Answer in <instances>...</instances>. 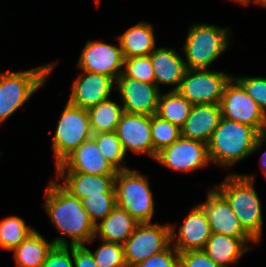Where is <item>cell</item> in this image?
<instances>
[{"label":"cell","instance_id":"obj_1","mask_svg":"<svg viewBox=\"0 0 266 267\" xmlns=\"http://www.w3.org/2000/svg\"><path fill=\"white\" fill-rule=\"evenodd\" d=\"M45 194V210L51 223L71 238L68 245L80 246L92 242L96 237V226L83 208L81 200L54 181L50 182Z\"/></svg>","mask_w":266,"mask_h":267},{"label":"cell","instance_id":"obj_2","mask_svg":"<svg viewBox=\"0 0 266 267\" xmlns=\"http://www.w3.org/2000/svg\"><path fill=\"white\" fill-rule=\"evenodd\" d=\"M265 137L249 125L221 117L207 143L210 162L234 165L260 148Z\"/></svg>","mask_w":266,"mask_h":267},{"label":"cell","instance_id":"obj_3","mask_svg":"<svg viewBox=\"0 0 266 267\" xmlns=\"http://www.w3.org/2000/svg\"><path fill=\"white\" fill-rule=\"evenodd\" d=\"M254 176L230 174L216 189L227 201L243 228L259 242L262 233L261 203Z\"/></svg>","mask_w":266,"mask_h":267},{"label":"cell","instance_id":"obj_4","mask_svg":"<svg viewBox=\"0 0 266 267\" xmlns=\"http://www.w3.org/2000/svg\"><path fill=\"white\" fill-rule=\"evenodd\" d=\"M53 68V64H48L23 72L0 73V123L22 107L44 85Z\"/></svg>","mask_w":266,"mask_h":267},{"label":"cell","instance_id":"obj_5","mask_svg":"<svg viewBox=\"0 0 266 267\" xmlns=\"http://www.w3.org/2000/svg\"><path fill=\"white\" fill-rule=\"evenodd\" d=\"M116 206L139 223L151 222L154 201L146 177L130 170L117 171L114 181Z\"/></svg>","mask_w":266,"mask_h":267},{"label":"cell","instance_id":"obj_6","mask_svg":"<svg viewBox=\"0 0 266 267\" xmlns=\"http://www.w3.org/2000/svg\"><path fill=\"white\" fill-rule=\"evenodd\" d=\"M227 28L214 25H193L184 45L187 69H207L228 47Z\"/></svg>","mask_w":266,"mask_h":267},{"label":"cell","instance_id":"obj_7","mask_svg":"<svg viewBox=\"0 0 266 267\" xmlns=\"http://www.w3.org/2000/svg\"><path fill=\"white\" fill-rule=\"evenodd\" d=\"M92 137L87 109L70 105L68 102L59 119L54 141L56 166L74 149Z\"/></svg>","mask_w":266,"mask_h":267},{"label":"cell","instance_id":"obj_8","mask_svg":"<svg viewBox=\"0 0 266 267\" xmlns=\"http://www.w3.org/2000/svg\"><path fill=\"white\" fill-rule=\"evenodd\" d=\"M231 75L208 69H186L176 90L192 105L220 104Z\"/></svg>","mask_w":266,"mask_h":267},{"label":"cell","instance_id":"obj_9","mask_svg":"<svg viewBox=\"0 0 266 267\" xmlns=\"http://www.w3.org/2000/svg\"><path fill=\"white\" fill-rule=\"evenodd\" d=\"M220 107L222 117L249 125L261 135L266 134V114L234 77L224 87Z\"/></svg>","mask_w":266,"mask_h":267},{"label":"cell","instance_id":"obj_10","mask_svg":"<svg viewBox=\"0 0 266 267\" xmlns=\"http://www.w3.org/2000/svg\"><path fill=\"white\" fill-rule=\"evenodd\" d=\"M170 226L151 222L138 223L123 244L127 266L134 267L148 257L164 251L171 243Z\"/></svg>","mask_w":266,"mask_h":267},{"label":"cell","instance_id":"obj_11","mask_svg":"<svg viewBox=\"0 0 266 267\" xmlns=\"http://www.w3.org/2000/svg\"><path fill=\"white\" fill-rule=\"evenodd\" d=\"M155 160L179 172L196 170L210 163L207 143L182 136L157 152Z\"/></svg>","mask_w":266,"mask_h":267},{"label":"cell","instance_id":"obj_12","mask_svg":"<svg viewBox=\"0 0 266 267\" xmlns=\"http://www.w3.org/2000/svg\"><path fill=\"white\" fill-rule=\"evenodd\" d=\"M124 61L120 44L116 47L103 42L88 41L77 65L82 71L108 75L115 80L123 72L121 68H124Z\"/></svg>","mask_w":266,"mask_h":267},{"label":"cell","instance_id":"obj_13","mask_svg":"<svg viewBox=\"0 0 266 267\" xmlns=\"http://www.w3.org/2000/svg\"><path fill=\"white\" fill-rule=\"evenodd\" d=\"M115 82L125 113L149 116L156 114L160 90L155 84L124 77L122 74Z\"/></svg>","mask_w":266,"mask_h":267},{"label":"cell","instance_id":"obj_14","mask_svg":"<svg viewBox=\"0 0 266 267\" xmlns=\"http://www.w3.org/2000/svg\"><path fill=\"white\" fill-rule=\"evenodd\" d=\"M115 133L121 141L125 154L130 149L137 154L147 152L155 159L157 152L153 148L151 137V116L124 112Z\"/></svg>","mask_w":266,"mask_h":267},{"label":"cell","instance_id":"obj_15","mask_svg":"<svg viewBox=\"0 0 266 267\" xmlns=\"http://www.w3.org/2000/svg\"><path fill=\"white\" fill-rule=\"evenodd\" d=\"M56 172H78L91 175H116L117 171L105 159L93 137L68 154Z\"/></svg>","mask_w":266,"mask_h":267},{"label":"cell","instance_id":"obj_16","mask_svg":"<svg viewBox=\"0 0 266 267\" xmlns=\"http://www.w3.org/2000/svg\"><path fill=\"white\" fill-rule=\"evenodd\" d=\"M205 210L211 233L238 238H253L241 225L225 198L216 190H210L207 200L200 204Z\"/></svg>","mask_w":266,"mask_h":267},{"label":"cell","instance_id":"obj_17","mask_svg":"<svg viewBox=\"0 0 266 267\" xmlns=\"http://www.w3.org/2000/svg\"><path fill=\"white\" fill-rule=\"evenodd\" d=\"M83 74L73 82L70 105L88 109L109 98L114 83L112 77L86 71Z\"/></svg>","mask_w":266,"mask_h":267},{"label":"cell","instance_id":"obj_18","mask_svg":"<svg viewBox=\"0 0 266 267\" xmlns=\"http://www.w3.org/2000/svg\"><path fill=\"white\" fill-rule=\"evenodd\" d=\"M171 228V243L180 252L190 250H203L211 236L210 224L205 210L195 206L187 215L183 225H180L179 234L176 238L173 226Z\"/></svg>","mask_w":266,"mask_h":267},{"label":"cell","instance_id":"obj_19","mask_svg":"<svg viewBox=\"0 0 266 267\" xmlns=\"http://www.w3.org/2000/svg\"><path fill=\"white\" fill-rule=\"evenodd\" d=\"M221 117L220 104L193 105L181 127V136L208 143Z\"/></svg>","mask_w":266,"mask_h":267},{"label":"cell","instance_id":"obj_20","mask_svg":"<svg viewBox=\"0 0 266 267\" xmlns=\"http://www.w3.org/2000/svg\"><path fill=\"white\" fill-rule=\"evenodd\" d=\"M62 187L80 200L89 195H101L103 192H115L116 175H91L78 172H57V178H64Z\"/></svg>","mask_w":266,"mask_h":267},{"label":"cell","instance_id":"obj_21","mask_svg":"<svg viewBox=\"0 0 266 267\" xmlns=\"http://www.w3.org/2000/svg\"><path fill=\"white\" fill-rule=\"evenodd\" d=\"M248 241L257 242L254 238H238L211 233L203 251L217 265L227 267L228 264H237L240 257L250 249L246 244Z\"/></svg>","mask_w":266,"mask_h":267},{"label":"cell","instance_id":"obj_22","mask_svg":"<svg viewBox=\"0 0 266 267\" xmlns=\"http://www.w3.org/2000/svg\"><path fill=\"white\" fill-rule=\"evenodd\" d=\"M150 58L154 70V84L157 87L160 83L176 84L172 90H177L187 69L185 60L174 49L164 47L154 49L150 53Z\"/></svg>","mask_w":266,"mask_h":267},{"label":"cell","instance_id":"obj_23","mask_svg":"<svg viewBox=\"0 0 266 267\" xmlns=\"http://www.w3.org/2000/svg\"><path fill=\"white\" fill-rule=\"evenodd\" d=\"M54 245H68L64 238H55L48 243L36 230L13 249L17 267H42Z\"/></svg>","mask_w":266,"mask_h":267},{"label":"cell","instance_id":"obj_24","mask_svg":"<svg viewBox=\"0 0 266 267\" xmlns=\"http://www.w3.org/2000/svg\"><path fill=\"white\" fill-rule=\"evenodd\" d=\"M138 223L126 210L116 206L96 225V235L99 234L102 241L123 245Z\"/></svg>","mask_w":266,"mask_h":267},{"label":"cell","instance_id":"obj_25","mask_svg":"<svg viewBox=\"0 0 266 267\" xmlns=\"http://www.w3.org/2000/svg\"><path fill=\"white\" fill-rule=\"evenodd\" d=\"M117 38L124 58L150 55L155 49L153 28L146 22H140L130 27Z\"/></svg>","mask_w":266,"mask_h":267},{"label":"cell","instance_id":"obj_26","mask_svg":"<svg viewBox=\"0 0 266 267\" xmlns=\"http://www.w3.org/2000/svg\"><path fill=\"white\" fill-rule=\"evenodd\" d=\"M87 111L92 134L115 132L121 115L124 113L123 107L109 98L88 108Z\"/></svg>","mask_w":266,"mask_h":267},{"label":"cell","instance_id":"obj_27","mask_svg":"<svg viewBox=\"0 0 266 267\" xmlns=\"http://www.w3.org/2000/svg\"><path fill=\"white\" fill-rule=\"evenodd\" d=\"M192 106L180 93L171 90L159 95L156 115L181 128Z\"/></svg>","mask_w":266,"mask_h":267},{"label":"cell","instance_id":"obj_28","mask_svg":"<svg viewBox=\"0 0 266 267\" xmlns=\"http://www.w3.org/2000/svg\"><path fill=\"white\" fill-rule=\"evenodd\" d=\"M35 229L27 226L23 219L9 216L0 221V246L12 251Z\"/></svg>","mask_w":266,"mask_h":267},{"label":"cell","instance_id":"obj_29","mask_svg":"<svg viewBox=\"0 0 266 267\" xmlns=\"http://www.w3.org/2000/svg\"><path fill=\"white\" fill-rule=\"evenodd\" d=\"M92 137L95 139L102 155L116 171L129 169L120 165V163L125 164L123 161L125 152L115 132L92 134Z\"/></svg>","mask_w":266,"mask_h":267},{"label":"cell","instance_id":"obj_30","mask_svg":"<svg viewBox=\"0 0 266 267\" xmlns=\"http://www.w3.org/2000/svg\"><path fill=\"white\" fill-rule=\"evenodd\" d=\"M151 137L154 150L159 152L181 137V128L154 114L151 115Z\"/></svg>","mask_w":266,"mask_h":267},{"label":"cell","instance_id":"obj_31","mask_svg":"<svg viewBox=\"0 0 266 267\" xmlns=\"http://www.w3.org/2000/svg\"><path fill=\"white\" fill-rule=\"evenodd\" d=\"M81 204L95 226L97 220H103L116 207L115 192H103L101 195H89L81 199Z\"/></svg>","mask_w":266,"mask_h":267},{"label":"cell","instance_id":"obj_32","mask_svg":"<svg viewBox=\"0 0 266 267\" xmlns=\"http://www.w3.org/2000/svg\"><path fill=\"white\" fill-rule=\"evenodd\" d=\"M92 255L98 267H128L122 244L102 241Z\"/></svg>","mask_w":266,"mask_h":267},{"label":"cell","instance_id":"obj_33","mask_svg":"<svg viewBox=\"0 0 266 267\" xmlns=\"http://www.w3.org/2000/svg\"><path fill=\"white\" fill-rule=\"evenodd\" d=\"M122 75L145 83L154 84V70L150 55L125 58Z\"/></svg>","mask_w":266,"mask_h":267},{"label":"cell","instance_id":"obj_34","mask_svg":"<svg viewBox=\"0 0 266 267\" xmlns=\"http://www.w3.org/2000/svg\"><path fill=\"white\" fill-rule=\"evenodd\" d=\"M234 79L266 114V78L245 76Z\"/></svg>","mask_w":266,"mask_h":267},{"label":"cell","instance_id":"obj_35","mask_svg":"<svg viewBox=\"0 0 266 267\" xmlns=\"http://www.w3.org/2000/svg\"><path fill=\"white\" fill-rule=\"evenodd\" d=\"M171 247L169 245L164 251L148 257L134 267H179V252Z\"/></svg>","mask_w":266,"mask_h":267},{"label":"cell","instance_id":"obj_36","mask_svg":"<svg viewBox=\"0 0 266 267\" xmlns=\"http://www.w3.org/2000/svg\"><path fill=\"white\" fill-rule=\"evenodd\" d=\"M69 247L72 258L70 257ZM71 259H73V246L54 245L49 251L42 267H74Z\"/></svg>","mask_w":266,"mask_h":267},{"label":"cell","instance_id":"obj_37","mask_svg":"<svg viewBox=\"0 0 266 267\" xmlns=\"http://www.w3.org/2000/svg\"><path fill=\"white\" fill-rule=\"evenodd\" d=\"M179 267H221L209 258L203 250L179 253Z\"/></svg>","mask_w":266,"mask_h":267},{"label":"cell","instance_id":"obj_38","mask_svg":"<svg viewBox=\"0 0 266 267\" xmlns=\"http://www.w3.org/2000/svg\"><path fill=\"white\" fill-rule=\"evenodd\" d=\"M73 263L74 267H98L92 252L84 245L73 246Z\"/></svg>","mask_w":266,"mask_h":267},{"label":"cell","instance_id":"obj_39","mask_svg":"<svg viewBox=\"0 0 266 267\" xmlns=\"http://www.w3.org/2000/svg\"><path fill=\"white\" fill-rule=\"evenodd\" d=\"M261 167L263 168L265 174H266V152H264L261 156Z\"/></svg>","mask_w":266,"mask_h":267},{"label":"cell","instance_id":"obj_40","mask_svg":"<svg viewBox=\"0 0 266 267\" xmlns=\"http://www.w3.org/2000/svg\"><path fill=\"white\" fill-rule=\"evenodd\" d=\"M255 2L259 3L263 7H266V0H255Z\"/></svg>","mask_w":266,"mask_h":267},{"label":"cell","instance_id":"obj_41","mask_svg":"<svg viewBox=\"0 0 266 267\" xmlns=\"http://www.w3.org/2000/svg\"><path fill=\"white\" fill-rule=\"evenodd\" d=\"M235 1H238L243 5H248L250 0H235Z\"/></svg>","mask_w":266,"mask_h":267}]
</instances>
